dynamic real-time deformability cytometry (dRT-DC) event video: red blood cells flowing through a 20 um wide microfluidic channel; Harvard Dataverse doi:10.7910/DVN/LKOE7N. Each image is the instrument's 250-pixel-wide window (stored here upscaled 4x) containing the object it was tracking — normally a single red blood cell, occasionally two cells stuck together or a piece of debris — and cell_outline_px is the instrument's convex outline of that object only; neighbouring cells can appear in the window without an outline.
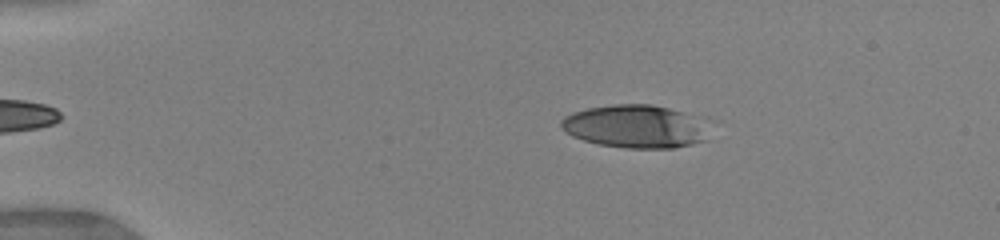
{"species": "human", "species_latin": "Homo sapiens", "temperature_condition": "warm", "stored_images_in_passage": 15, "camera_frame_rate_fps": 3000, "um_per_image_px": 0.085, "donor": {"sex": "female"}, "frame": {"image": 1, "passage_image": 4, "time_ms": 1.0, "image_size_px": [1000, 240], "cell_outline_px": [[720, 120], [708, 140], [692, 144], [672, 148], [624, 148], [600, 144], [584, 140], [572, 136], [560, 128], [560, 120], [564, 116], [572, 112], [588, 108], [612, 104], [652, 104], [708, 116]], "centroid_in_image_um": [54.29, 10.72], "position_along_channel_um": 30.7, "area_um2": 39.36}}
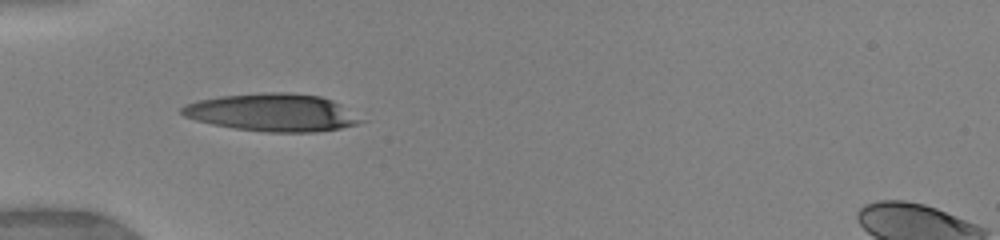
{"frame": {"image": 2, "passage_image": 14, "time_ms": 3.333, "image_size_px": [1000, 240], "cell_outline_px": [[368, 120], [356, 124], [340, 128], [316, 132], [268, 132], [236, 128], [212, 124], [196, 120], [184, 116], [180, 112], [180, 108], [184, 104], [196, 100], [220, 96], [264, 92], [288, 92], [320, 96], [332, 100], [340, 104]], "centroid_in_image_um": [23.17, 9.55], "position_along_channel_um": 61.8, "area_um2": 39.48}}